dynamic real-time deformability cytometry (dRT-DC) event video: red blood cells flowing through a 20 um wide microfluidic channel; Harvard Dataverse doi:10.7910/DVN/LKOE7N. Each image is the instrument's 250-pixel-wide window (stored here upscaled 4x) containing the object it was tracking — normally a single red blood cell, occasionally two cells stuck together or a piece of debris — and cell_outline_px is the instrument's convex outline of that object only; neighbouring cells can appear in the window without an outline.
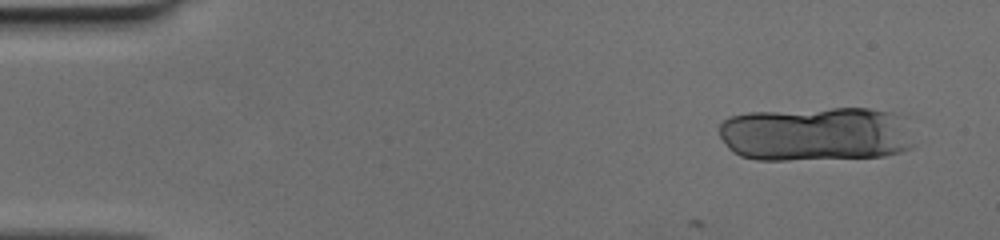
{"species": "human", "species_latin": "Homo sapiens", "temperature_condition": "cold", "stored_images_in_passage": 15, "camera_frame_rate_fps": 3000, "um_per_image_px": 0.085, "donor": {"sex": "female"}, "frame": {"image": 1, "passage_image": 3, "time_ms": 0.667, "image_size_px": [1000, 240], "cell_outline_px": [[916, 144], [912, 148], [900, 152], [884, 156], [788, 160], [756, 160], [740, 156], [732, 152], [728, 148], [720, 136], [720, 124], [724, 120], [732, 116], [748, 112], [832, 108], [868, 108], [892, 112]], "centroid_in_image_um": [69.28, 11.4], "position_along_channel_um": 15.7, "area_um2": 61.67}}